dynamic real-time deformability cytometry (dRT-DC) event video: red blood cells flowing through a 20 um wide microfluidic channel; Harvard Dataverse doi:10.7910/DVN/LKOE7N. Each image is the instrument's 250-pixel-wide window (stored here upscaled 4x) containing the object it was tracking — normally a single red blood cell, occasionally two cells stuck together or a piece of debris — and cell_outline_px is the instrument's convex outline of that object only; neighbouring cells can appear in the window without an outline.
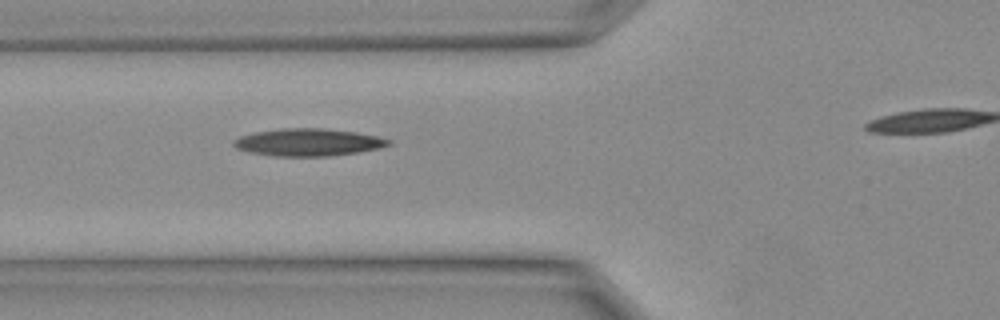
{"species": "Egyptian fruit bat (a non-hibernating species)", "species_latin": "Rousettus aegyptiacus", "temperature_condition": "warm", "stored_images_in_passage": 6, "segment_of_instrument_passage": [1, 2], "camera_frame_rate_fps": 3000, "um_per_image_px": 0.085, "animal": {"sex": "female"}, "frame": {"image": 1, "passage_image": 5, "time_ms": 1.333, "image_size_px": [1000, 320], "cell_outline_px": [[392, 144], [360, 152], [332, 156], [272, 156], [248, 152], [236, 148], [232, 144], [232, 140], [240, 136], [256, 132], [284, 128], [324, 128], [356, 132], [376, 136], [392, 140]], "centroid_in_image_um": [26.18, 12.1], "position_along_channel_um": 99.6, "area_um2": 24.8}}